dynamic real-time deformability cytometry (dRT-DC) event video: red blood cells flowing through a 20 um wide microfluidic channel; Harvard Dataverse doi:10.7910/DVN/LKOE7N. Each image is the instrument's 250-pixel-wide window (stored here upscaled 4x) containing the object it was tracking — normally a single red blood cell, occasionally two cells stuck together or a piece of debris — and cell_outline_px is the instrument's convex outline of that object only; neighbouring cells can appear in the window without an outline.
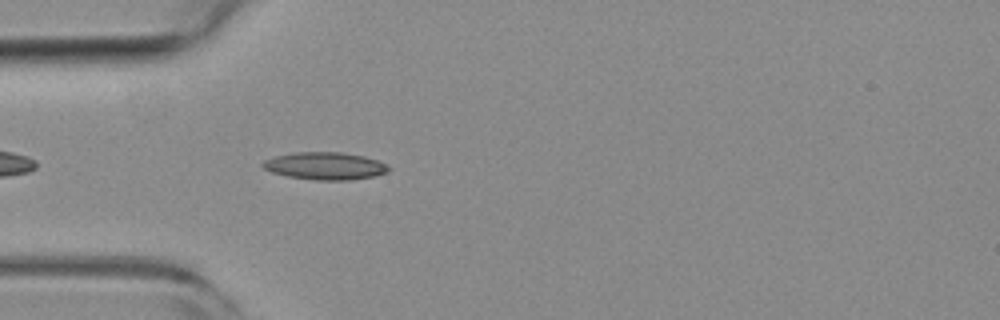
{"species": "common noctule bat (a hibernating species)", "species_latin": "Nyctalus noctula", "temperature_condition": "room temperature", "stored_images_in_passage": 29, "camera_frame_rate_fps": 3000, "um_per_image_px": 0.085, "animal": {"sex": "female", "body_mass_g": 19.3, "forearm_length_mm": 54.1}, "frame": {"image": 1, "passage_image": 4, "time_ms": 1.0, "image_size_px": [1000, 320], "cell_outline_px": [[392, 168], [388, 172], [372, 176], [348, 180], [316, 180], [288, 176], [272, 172], [264, 168], [260, 164], [264, 160], [276, 156], [296, 152], [344, 152], [364, 156], [376, 160]], "centroid_in_image_um": [27.63, 14.1], "position_along_channel_um": 57.4, "area_um2": 20.0}}
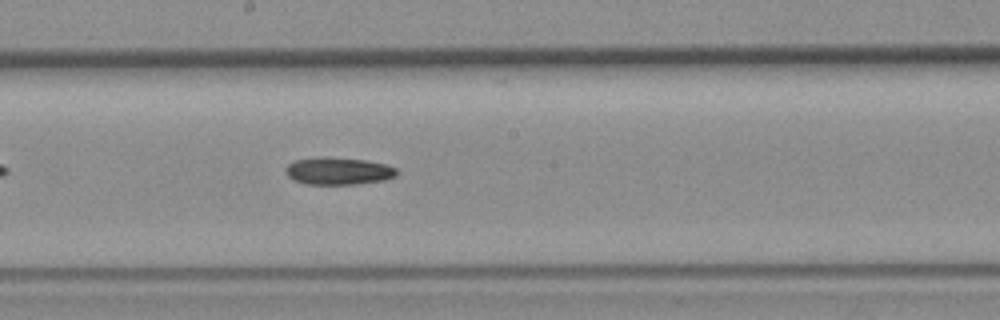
{"frame": {"image": 2, "passage_image": 17, "time_ms": 5.333, "image_size_px": [1000, 320], "cell_outline_px": [[396, 176], [384, 180], [356, 184], [304, 184], [292, 180], [288, 176], [284, 168], [288, 164], [296, 160], [316, 156], [328, 156], [364, 160], [384, 164], [396, 168]], "centroid_in_image_um": [28.7, 14.53], "position_along_channel_um": 219.5, "area_um2": 17.86}}
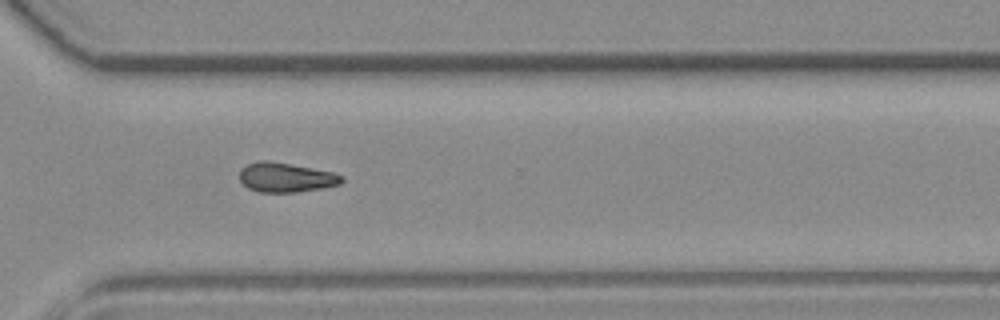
{"frame": {"image": 3, "passage_image": 27, "time_ms": 8.667, "image_size_px": [1000, 320], "cell_outline_px": [[344, 180], [340, 184], [320, 188], [296, 192], [260, 192], [248, 188], [240, 180], [240, 168], [248, 164], [260, 160], [268, 160], [292, 164], [332, 172], [344, 176]], "centroid_in_image_um": [24.29, 15.07], "position_along_channel_um": 346.3, "area_um2": 17.51}}